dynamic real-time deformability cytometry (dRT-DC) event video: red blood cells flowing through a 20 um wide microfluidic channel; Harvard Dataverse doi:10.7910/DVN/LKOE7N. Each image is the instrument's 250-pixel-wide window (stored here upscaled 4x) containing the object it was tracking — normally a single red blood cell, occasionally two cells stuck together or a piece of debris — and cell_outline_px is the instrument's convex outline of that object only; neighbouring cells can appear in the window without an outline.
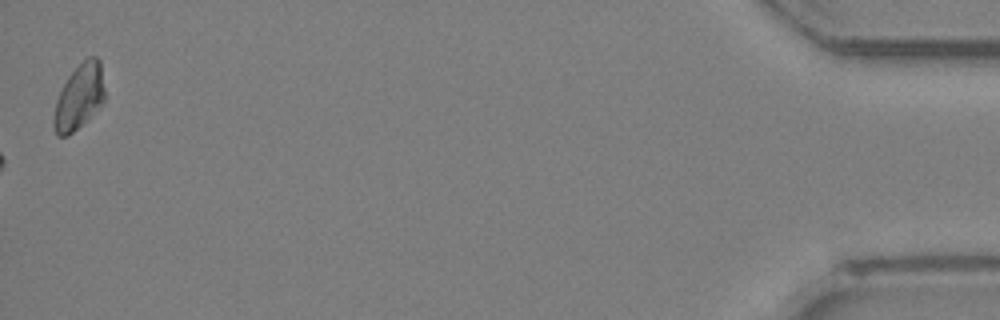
{"species": "Egyptian fruit bat (a non-hibernating species)", "species_latin": "Rousettus aegyptiacus", "temperature_condition": "room temperature", "stored_images_in_passage": 29, "camera_frame_rate_fps": 3000, "um_per_image_px": 0.085, "animal": {"sex": "female"}, "frame": {"image": 1, "passage_image": 29, "time_ms": 9.333, "image_size_px": [1000, 320], "cell_outline_px": [[104, 104], [72, 132], [64, 136], [56, 136], [52, 124], [52, 120], [56, 100], [68, 76], [88, 56], [96, 56], [100, 60], [104, 88]], "centroid_in_image_um": [6.72, 8.24], "position_along_channel_um": 428.5, "area_um2": 19.25}}